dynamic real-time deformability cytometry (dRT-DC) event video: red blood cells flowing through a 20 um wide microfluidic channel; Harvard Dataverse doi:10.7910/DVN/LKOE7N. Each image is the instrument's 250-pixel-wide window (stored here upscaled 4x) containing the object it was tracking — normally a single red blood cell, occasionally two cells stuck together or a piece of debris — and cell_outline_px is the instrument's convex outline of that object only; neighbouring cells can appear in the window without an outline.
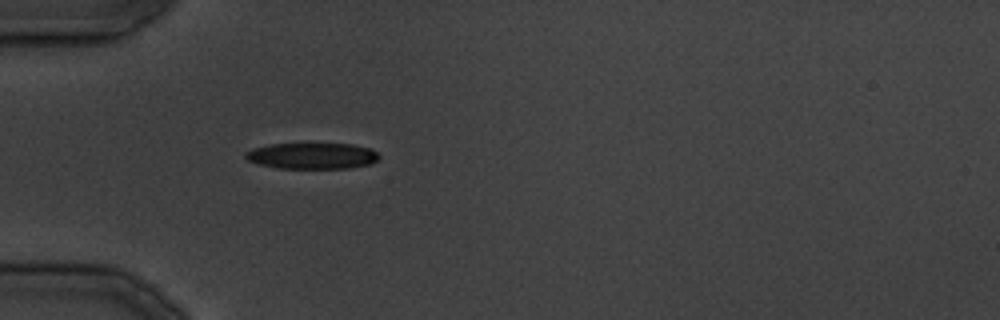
{"species": "common noctule bat (a hibernating species)", "species_latin": "Nyctalus noctula", "temperature_condition": "cold", "stored_images_in_passage": 1, "camera_frame_rate_fps": 3000, "um_per_image_px": 0.085, "animal": {"sex": "male", "body_mass_g": 19.5, "forearm_length_mm": 54.6}, "frame": {"image": 1, "passage_image": 1, "time_ms": 0.0, "image_size_px": [1000, 320], "cell_outline_px": [[380, 156], [372, 164], [348, 168], [276, 168], [260, 164], [248, 160], [244, 156], [252, 148], [272, 144], [352, 144], [372, 148]], "centroid_in_image_um": [26.57, 13.25], "position_along_channel_um": 58.4, "area_um2": 20.23}}